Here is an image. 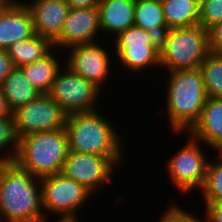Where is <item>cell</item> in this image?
Segmentation results:
<instances>
[{"label":"cell","instance_id":"cell-1","mask_svg":"<svg viewBox=\"0 0 222 222\" xmlns=\"http://www.w3.org/2000/svg\"><path fill=\"white\" fill-rule=\"evenodd\" d=\"M40 178L14 161L0 162V222H44Z\"/></svg>","mask_w":222,"mask_h":222},{"label":"cell","instance_id":"cell-2","mask_svg":"<svg viewBox=\"0 0 222 222\" xmlns=\"http://www.w3.org/2000/svg\"><path fill=\"white\" fill-rule=\"evenodd\" d=\"M101 112L99 108L67 115L65 130L69 151L108 156L122 166L126 158V139Z\"/></svg>","mask_w":222,"mask_h":222},{"label":"cell","instance_id":"cell-3","mask_svg":"<svg viewBox=\"0 0 222 222\" xmlns=\"http://www.w3.org/2000/svg\"><path fill=\"white\" fill-rule=\"evenodd\" d=\"M168 74L164 105L172 134L188 132L199 120L208 96L200 68L175 70Z\"/></svg>","mask_w":222,"mask_h":222},{"label":"cell","instance_id":"cell-4","mask_svg":"<svg viewBox=\"0 0 222 222\" xmlns=\"http://www.w3.org/2000/svg\"><path fill=\"white\" fill-rule=\"evenodd\" d=\"M68 153V136L62 128L19 138L13 161L35 177L42 178L61 173Z\"/></svg>","mask_w":222,"mask_h":222},{"label":"cell","instance_id":"cell-5","mask_svg":"<svg viewBox=\"0 0 222 222\" xmlns=\"http://www.w3.org/2000/svg\"><path fill=\"white\" fill-rule=\"evenodd\" d=\"M210 53L208 30L200 24L168 29L159 43L160 70L197 69Z\"/></svg>","mask_w":222,"mask_h":222},{"label":"cell","instance_id":"cell-6","mask_svg":"<svg viewBox=\"0 0 222 222\" xmlns=\"http://www.w3.org/2000/svg\"><path fill=\"white\" fill-rule=\"evenodd\" d=\"M110 48L116 55L115 62L128 73L143 74L145 70H154L160 66L159 43L160 38L135 25L120 32L115 38Z\"/></svg>","mask_w":222,"mask_h":222},{"label":"cell","instance_id":"cell-7","mask_svg":"<svg viewBox=\"0 0 222 222\" xmlns=\"http://www.w3.org/2000/svg\"><path fill=\"white\" fill-rule=\"evenodd\" d=\"M42 206L45 219L52 214L56 219H78L88 199L94 196L77 181L61 173L40 178ZM50 215H49V214Z\"/></svg>","mask_w":222,"mask_h":222},{"label":"cell","instance_id":"cell-8","mask_svg":"<svg viewBox=\"0 0 222 222\" xmlns=\"http://www.w3.org/2000/svg\"><path fill=\"white\" fill-rule=\"evenodd\" d=\"M185 135L187 142L182 144L181 148L164 165L166 172H168L167 176L171 180L168 182L172 184L171 186H175L174 189H177V192L182 193V195L191 194L194 189L196 191L201 190L205 182L209 161L203 150L207 146L193 138L188 132H185Z\"/></svg>","mask_w":222,"mask_h":222},{"label":"cell","instance_id":"cell-9","mask_svg":"<svg viewBox=\"0 0 222 222\" xmlns=\"http://www.w3.org/2000/svg\"><path fill=\"white\" fill-rule=\"evenodd\" d=\"M47 94L67 115L98 110V102L103 97L98 86L65 65L57 73Z\"/></svg>","mask_w":222,"mask_h":222},{"label":"cell","instance_id":"cell-10","mask_svg":"<svg viewBox=\"0 0 222 222\" xmlns=\"http://www.w3.org/2000/svg\"><path fill=\"white\" fill-rule=\"evenodd\" d=\"M119 165L108 156L69 151L61 174L77 181L93 195L101 193L113 182Z\"/></svg>","mask_w":222,"mask_h":222},{"label":"cell","instance_id":"cell-11","mask_svg":"<svg viewBox=\"0 0 222 222\" xmlns=\"http://www.w3.org/2000/svg\"><path fill=\"white\" fill-rule=\"evenodd\" d=\"M101 43L102 42L98 41V43L71 46L65 49L66 51H63L64 55L68 56L63 55L62 57H64V65L72 72L93 82L104 91V87L109 86L106 82L109 80L108 78H110L109 74L112 73L111 69L115 66L113 64L115 55L113 52L109 53L111 50H108L103 43ZM112 64L113 66H111Z\"/></svg>","mask_w":222,"mask_h":222},{"label":"cell","instance_id":"cell-12","mask_svg":"<svg viewBox=\"0 0 222 222\" xmlns=\"http://www.w3.org/2000/svg\"><path fill=\"white\" fill-rule=\"evenodd\" d=\"M18 138L33 133L65 128L67 114L47 93L13 111Z\"/></svg>","mask_w":222,"mask_h":222},{"label":"cell","instance_id":"cell-13","mask_svg":"<svg viewBox=\"0 0 222 222\" xmlns=\"http://www.w3.org/2000/svg\"><path fill=\"white\" fill-rule=\"evenodd\" d=\"M98 7L70 8L54 48L64 50L75 45L98 42L102 36Z\"/></svg>","mask_w":222,"mask_h":222},{"label":"cell","instance_id":"cell-14","mask_svg":"<svg viewBox=\"0 0 222 222\" xmlns=\"http://www.w3.org/2000/svg\"><path fill=\"white\" fill-rule=\"evenodd\" d=\"M35 35L33 18L22 0H8L0 8V49L6 50L17 41Z\"/></svg>","mask_w":222,"mask_h":222},{"label":"cell","instance_id":"cell-15","mask_svg":"<svg viewBox=\"0 0 222 222\" xmlns=\"http://www.w3.org/2000/svg\"><path fill=\"white\" fill-rule=\"evenodd\" d=\"M23 1L31 12L35 34L53 42L60 35L70 9L66 0Z\"/></svg>","mask_w":222,"mask_h":222},{"label":"cell","instance_id":"cell-16","mask_svg":"<svg viewBox=\"0 0 222 222\" xmlns=\"http://www.w3.org/2000/svg\"><path fill=\"white\" fill-rule=\"evenodd\" d=\"M188 133L209 151L222 152V97L207 99L199 120Z\"/></svg>","mask_w":222,"mask_h":222},{"label":"cell","instance_id":"cell-17","mask_svg":"<svg viewBox=\"0 0 222 222\" xmlns=\"http://www.w3.org/2000/svg\"><path fill=\"white\" fill-rule=\"evenodd\" d=\"M135 2L136 0H100L97 7L104 43L105 35L115 38L134 25Z\"/></svg>","mask_w":222,"mask_h":222},{"label":"cell","instance_id":"cell-18","mask_svg":"<svg viewBox=\"0 0 222 222\" xmlns=\"http://www.w3.org/2000/svg\"><path fill=\"white\" fill-rule=\"evenodd\" d=\"M56 50L54 48L43 59L20 67L28 81L41 93L49 91L57 73L64 65V60H61L64 52L61 53L62 50L58 49L57 53Z\"/></svg>","mask_w":222,"mask_h":222},{"label":"cell","instance_id":"cell-19","mask_svg":"<svg viewBox=\"0 0 222 222\" xmlns=\"http://www.w3.org/2000/svg\"><path fill=\"white\" fill-rule=\"evenodd\" d=\"M54 49L53 42L35 34L30 39L17 41L9 46L6 51L15 68L31 64L43 59Z\"/></svg>","mask_w":222,"mask_h":222},{"label":"cell","instance_id":"cell-20","mask_svg":"<svg viewBox=\"0 0 222 222\" xmlns=\"http://www.w3.org/2000/svg\"><path fill=\"white\" fill-rule=\"evenodd\" d=\"M0 87L13 111L18 107L28 104L41 94V92L28 81L20 68H14L5 77Z\"/></svg>","mask_w":222,"mask_h":222},{"label":"cell","instance_id":"cell-21","mask_svg":"<svg viewBox=\"0 0 222 222\" xmlns=\"http://www.w3.org/2000/svg\"><path fill=\"white\" fill-rule=\"evenodd\" d=\"M168 29L199 24V0H161Z\"/></svg>","mask_w":222,"mask_h":222},{"label":"cell","instance_id":"cell-22","mask_svg":"<svg viewBox=\"0 0 222 222\" xmlns=\"http://www.w3.org/2000/svg\"><path fill=\"white\" fill-rule=\"evenodd\" d=\"M134 25L160 38L168 30L161 0H136Z\"/></svg>","mask_w":222,"mask_h":222},{"label":"cell","instance_id":"cell-23","mask_svg":"<svg viewBox=\"0 0 222 222\" xmlns=\"http://www.w3.org/2000/svg\"><path fill=\"white\" fill-rule=\"evenodd\" d=\"M217 155L213 157L214 161H208L205 182L200 190L204 204L222 203V152Z\"/></svg>","mask_w":222,"mask_h":222},{"label":"cell","instance_id":"cell-24","mask_svg":"<svg viewBox=\"0 0 222 222\" xmlns=\"http://www.w3.org/2000/svg\"><path fill=\"white\" fill-rule=\"evenodd\" d=\"M200 69L208 98L222 97V54L210 52Z\"/></svg>","mask_w":222,"mask_h":222},{"label":"cell","instance_id":"cell-25","mask_svg":"<svg viewBox=\"0 0 222 222\" xmlns=\"http://www.w3.org/2000/svg\"><path fill=\"white\" fill-rule=\"evenodd\" d=\"M18 143L19 138L15 131L14 117L0 118V162L13 161Z\"/></svg>","mask_w":222,"mask_h":222},{"label":"cell","instance_id":"cell-26","mask_svg":"<svg viewBox=\"0 0 222 222\" xmlns=\"http://www.w3.org/2000/svg\"><path fill=\"white\" fill-rule=\"evenodd\" d=\"M222 22V0H199V24L208 30Z\"/></svg>","mask_w":222,"mask_h":222},{"label":"cell","instance_id":"cell-27","mask_svg":"<svg viewBox=\"0 0 222 222\" xmlns=\"http://www.w3.org/2000/svg\"><path fill=\"white\" fill-rule=\"evenodd\" d=\"M169 205L163 210L159 222H202V218L197 217L198 214L195 215L193 211L183 209L177 203Z\"/></svg>","mask_w":222,"mask_h":222},{"label":"cell","instance_id":"cell-28","mask_svg":"<svg viewBox=\"0 0 222 222\" xmlns=\"http://www.w3.org/2000/svg\"><path fill=\"white\" fill-rule=\"evenodd\" d=\"M210 52L222 54V22H218L208 29Z\"/></svg>","mask_w":222,"mask_h":222},{"label":"cell","instance_id":"cell-29","mask_svg":"<svg viewBox=\"0 0 222 222\" xmlns=\"http://www.w3.org/2000/svg\"><path fill=\"white\" fill-rule=\"evenodd\" d=\"M203 205L206 212L202 222H222V203Z\"/></svg>","mask_w":222,"mask_h":222},{"label":"cell","instance_id":"cell-30","mask_svg":"<svg viewBox=\"0 0 222 222\" xmlns=\"http://www.w3.org/2000/svg\"><path fill=\"white\" fill-rule=\"evenodd\" d=\"M12 60L7 54L6 50L0 49V85L5 77L14 69Z\"/></svg>","mask_w":222,"mask_h":222},{"label":"cell","instance_id":"cell-31","mask_svg":"<svg viewBox=\"0 0 222 222\" xmlns=\"http://www.w3.org/2000/svg\"><path fill=\"white\" fill-rule=\"evenodd\" d=\"M70 8L97 7L100 0H66Z\"/></svg>","mask_w":222,"mask_h":222},{"label":"cell","instance_id":"cell-32","mask_svg":"<svg viewBox=\"0 0 222 222\" xmlns=\"http://www.w3.org/2000/svg\"><path fill=\"white\" fill-rule=\"evenodd\" d=\"M13 116V110L10 108L8 99L3 94V91L0 87V118Z\"/></svg>","mask_w":222,"mask_h":222},{"label":"cell","instance_id":"cell-33","mask_svg":"<svg viewBox=\"0 0 222 222\" xmlns=\"http://www.w3.org/2000/svg\"><path fill=\"white\" fill-rule=\"evenodd\" d=\"M49 219L45 220L44 222H48ZM53 222H81L80 219H56Z\"/></svg>","mask_w":222,"mask_h":222},{"label":"cell","instance_id":"cell-34","mask_svg":"<svg viewBox=\"0 0 222 222\" xmlns=\"http://www.w3.org/2000/svg\"><path fill=\"white\" fill-rule=\"evenodd\" d=\"M8 0H0V8L7 2Z\"/></svg>","mask_w":222,"mask_h":222}]
</instances>
